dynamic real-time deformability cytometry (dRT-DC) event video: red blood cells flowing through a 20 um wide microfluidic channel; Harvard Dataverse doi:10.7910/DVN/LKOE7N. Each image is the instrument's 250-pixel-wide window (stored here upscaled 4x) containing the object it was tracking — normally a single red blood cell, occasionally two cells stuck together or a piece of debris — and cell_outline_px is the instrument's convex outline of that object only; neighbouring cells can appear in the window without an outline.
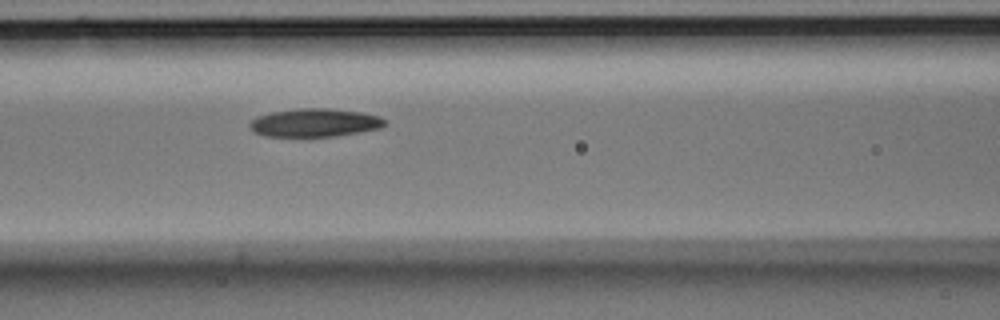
{"species": "Egyptian fruit bat (a non-hibernating species)", "species_latin": "Rousettus aegyptiacus", "temperature_condition": "room temperature", "stored_images_in_passage": 3, "camera_frame_rate_fps": 3000, "um_per_image_px": 0.085, "animal": {"sex": "male"}, "frame": {"image": 1, "passage_image": 3, "time_ms": 0.667, "image_size_px": [1000, 320], "cell_outline_px": [[388, 124], [380, 128], [336, 136], [264, 136], [252, 132], [248, 128], [248, 124], [256, 116], [272, 112], [300, 108], [328, 108], [360, 112], [380, 116], [388, 120]], "centroid_in_image_um": [26.74, 10.43], "position_along_channel_um": 139.9, "area_um2": 22.43}}